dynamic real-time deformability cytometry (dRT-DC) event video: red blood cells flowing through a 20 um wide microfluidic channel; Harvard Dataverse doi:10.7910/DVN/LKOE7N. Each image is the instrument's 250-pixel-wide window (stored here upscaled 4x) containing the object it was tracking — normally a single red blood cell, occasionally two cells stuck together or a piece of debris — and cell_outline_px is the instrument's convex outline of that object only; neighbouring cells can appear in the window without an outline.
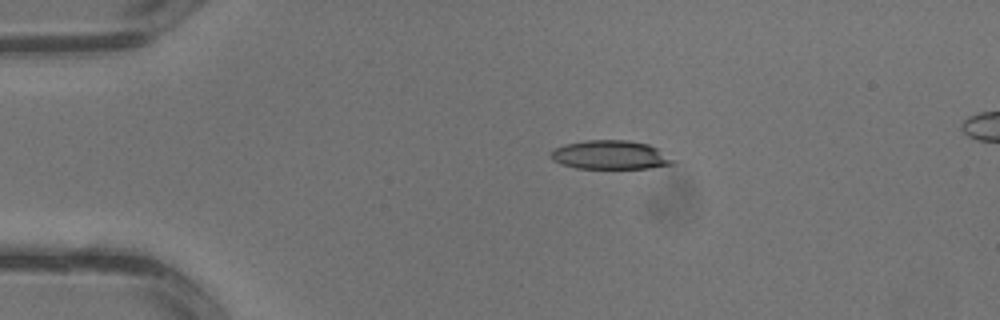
{"species": "common noctule bat (a hibernating species)", "species_latin": "Nyctalus noctula", "temperature_condition": "warm", "stored_images_in_passage": 3, "camera_frame_rate_fps": 3000, "um_per_image_px": 0.085, "animal": {"sex": "male", "body_mass_g": 13.3}, "frame": {"image": 1, "passage_image": 1, "time_ms": 0.0, "image_size_px": [1000, 320], "cell_outline_px": [[676, 164], [648, 168], [576, 168], [560, 164], [552, 160], [552, 152], [556, 148], [564, 144], [588, 140], [628, 140], [648, 144], [656, 148], [676, 160]], "centroid_in_image_um": [51.91, 13.17], "position_along_channel_um": 33.1, "area_um2": 20.46}}